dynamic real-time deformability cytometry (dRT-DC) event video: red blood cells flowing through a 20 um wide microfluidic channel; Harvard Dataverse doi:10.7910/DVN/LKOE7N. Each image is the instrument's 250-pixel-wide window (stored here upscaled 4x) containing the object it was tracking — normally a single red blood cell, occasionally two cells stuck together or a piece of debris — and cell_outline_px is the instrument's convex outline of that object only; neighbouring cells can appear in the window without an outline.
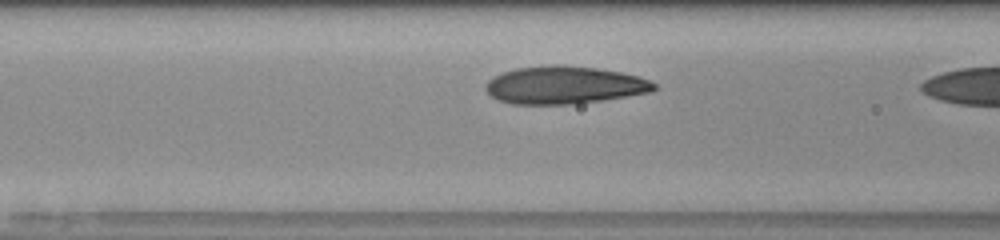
{"species": "human", "species_latin": "Homo sapiens", "temperature_condition": "room temperature", "stored_images_in_passage": 7, "camera_frame_rate_fps": 3000, "um_per_image_px": 0.085, "donor": {"sex": "male"}, "frame": {"image": 1, "passage_image": 6, "time_ms": 1.667, "image_size_px": [1000, 240], "cell_outline_px": [[656, 88], [652, 92], [600, 100], [572, 104], [512, 104], [500, 100], [492, 96], [484, 88], [488, 80], [492, 76], [516, 68], [552, 64], [564, 64], [596, 68], [620, 72], [640, 76], [656, 84]], "centroid_in_image_um": [47.96, 7.22], "position_along_channel_um": 118.6, "area_um2": 36.99}}